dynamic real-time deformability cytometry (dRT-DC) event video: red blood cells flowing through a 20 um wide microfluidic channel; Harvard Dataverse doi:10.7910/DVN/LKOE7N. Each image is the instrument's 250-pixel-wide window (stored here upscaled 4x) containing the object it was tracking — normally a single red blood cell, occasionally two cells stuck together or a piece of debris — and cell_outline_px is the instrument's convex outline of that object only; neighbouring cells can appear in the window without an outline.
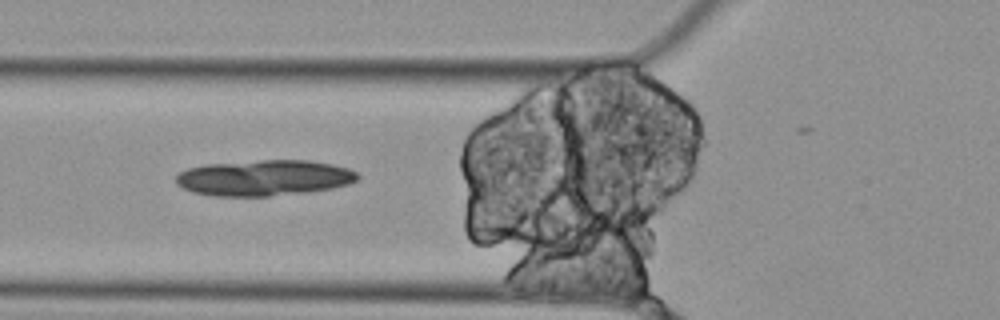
{"species": "Egyptian fruit bat (a non-hibernating species)", "species_latin": "Rousettus aegyptiacus", "temperature_condition": "cold", "stored_images_in_passage": 6, "camera_frame_rate_fps": 3000, "um_per_image_px": 0.085, "animal": {"sex": "female"}, "frame": {"image": 1, "passage_image": 4, "time_ms": 1.0, "image_size_px": [1000, 320], "cell_outline_px": [[360, 176], [356, 180], [348, 184], [332, 188], [308, 192], [268, 196], [216, 196], [192, 192], [176, 184], [176, 176], [180, 172], [188, 168], [204, 164], [260, 160], [308, 160], [332, 164], [348, 168], [356, 172]], "centroid_in_image_um": [22.44, 15.11], "position_along_channel_um": 103.4, "area_um2": 37.97}}
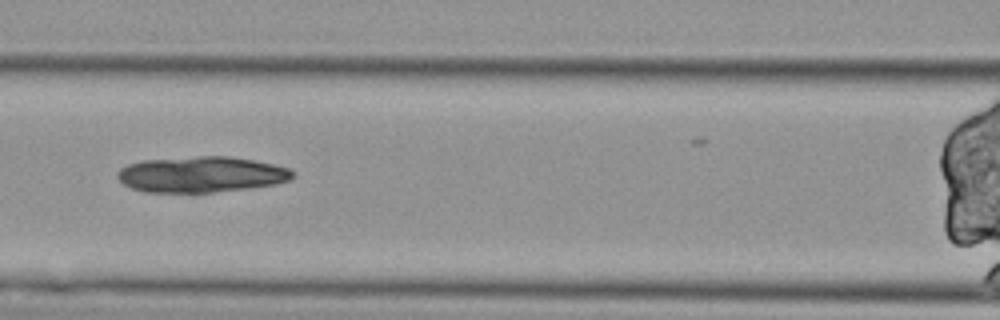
{"frame": {"image": 2, "passage_image": 5, "time_ms": 1.333, "image_size_px": [1000, 320], "cell_outline_px": [[296, 176], [288, 180], [276, 184], [212, 192], [144, 192], [132, 188], [124, 184], [116, 176], [116, 172], [120, 168], [128, 164], [140, 160], [200, 156], [228, 156], [276, 164], [288, 168], [296, 172]], "centroid_in_image_um": [17.1, 14.82], "position_along_channel_um": 149.5, "area_um2": 36.65}}
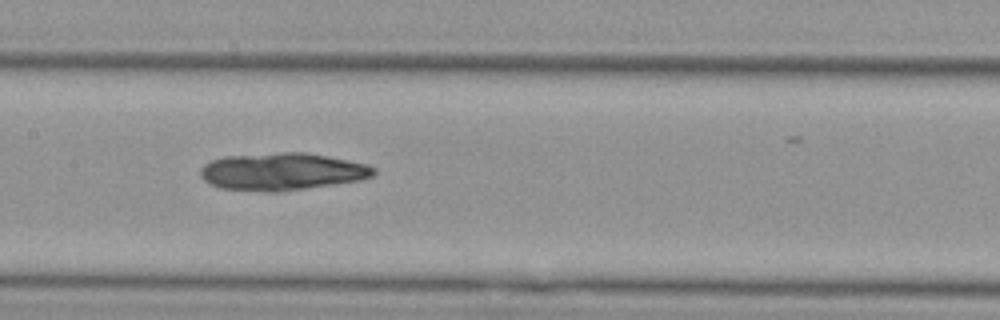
{"frame": {"image": 3, "passage_image": 6, "time_ms": 1.667, "image_size_px": [1000, 320], "cell_outline_px": [[376, 172], [372, 176], [360, 180], [276, 192], [272, 192], [220, 188], [204, 180], [200, 176], [200, 168], [204, 164], [212, 160], [224, 156], [284, 152], [304, 152], [328, 156], [368, 164], [376, 168]], "centroid_in_image_um": [23.97, 14.57], "position_along_channel_um": 183.4, "area_um2": 37.57}}